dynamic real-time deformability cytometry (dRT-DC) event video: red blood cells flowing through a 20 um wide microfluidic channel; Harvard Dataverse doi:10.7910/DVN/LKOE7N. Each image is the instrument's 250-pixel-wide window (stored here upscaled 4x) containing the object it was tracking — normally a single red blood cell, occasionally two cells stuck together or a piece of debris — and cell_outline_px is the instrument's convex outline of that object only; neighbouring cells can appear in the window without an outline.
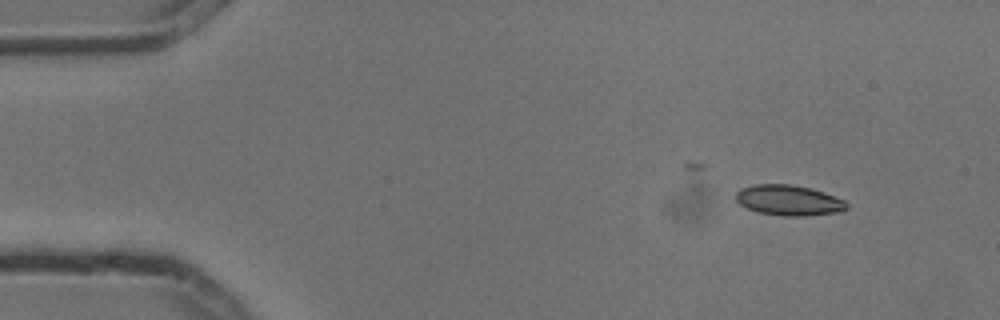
{"species": "common noctule bat (a hibernating species)", "species_latin": "Nyctalus noctula", "temperature_condition": "cold", "stored_images_in_passage": 4, "camera_frame_rate_fps": 3000, "um_per_image_px": 0.085, "animal": {"sex": "male", "body_mass_g": 13.3}, "frame": {"image": 1, "passage_image": 1, "time_ms": 0.0, "image_size_px": [1000, 320], "cell_outline_px": [[848, 208], [840, 212], [804, 216], [784, 216], [760, 212], [748, 208], [740, 204], [736, 200], [736, 192], [740, 188], [756, 184], [792, 184], [812, 188], [824, 192], [844, 200], [848, 204]], "centroid_in_image_um": [67.07, 17.01], "position_along_channel_um": 17.9, "area_um2": 19.71}}